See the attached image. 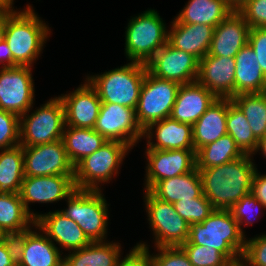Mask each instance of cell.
Returning a JSON list of instances; mask_svg holds the SVG:
<instances>
[{"mask_svg": "<svg viewBox=\"0 0 266 266\" xmlns=\"http://www.w3.org/2000/svg\"><path fill=\"white\" fill-rule=\"evenodd\" d=\"M250 154L206 169H198L203 194L214 209L229 210L243 196L252 191L257 170Z\"/></svg>", "mask_w": 266, "mask_h": 266, "instance_id": "obj_1", "label": "cell"}, {"mask_svg": "<svg viewBox=\"0 0 266 266\" xmlns=\"http://www.w3.org/2000/svg\"><path fill=\"white\" fill-rule=\"evenodd\" d=\"M245 235L230 210L215 209L202 223L190 225L188 240L182 245H201L220 251L233 265L241 264Z\"/></svg>", "mask_w": 266, "mask_h": 266, "instance_id": "obj_2", "label": "cell"}, {"mask_svg": "<svg viewBox=\"0 0 266 266\" xmlns=\"http://www.w3.org/2000/svg\"><path fill=\"white\" fill-rule=\"evenodd\" d=\"M49 30L31 6L28 5L23 11H15L7 19L4 37L12 52L13 61L18 66L31 67L43 50Z\"/></svg>", "mask_w": 266, "mask_h": 266, "instance_id": "obj_3", "label": "cell"}, {"mask_svg": "<svg viewBox=\"0 0 266 266\" xmlns=\"http://www.w3.org/2000/svg\"><path fill=\"white\" fill-rule=\"evenodd\" d=\"M147 68L130 62L101 75L87 76L102 103H114L136 109Z\"/></svg>", "mask_w": 266, "mask_h": 266, "instance_id": "obj_4", "label": "cell"}, {"mask_svg": "<svg viewBox=\"0 0 266 266\" xmlns=\"http://www.w3.org/2000/svg\"><path fill=\"white\" fill-rule=\"evenodd\" d=\"M168 31L154 9L130 19L126 27L125 54L131 62L146 64L166 43Z\"/></svg>", "mask_w": 266, "mask_h": 266, "instance_id": "obj_5", "label": "cell"}, {"mask_svg": "<svg viewBox=\"0 0 266 266\" xmlns=\"http://www.w3.org/2000/svg\"><path fill=\"white\" fill-rule=\"evenodd\" d=\"M129 149L131 148L123 142L106 141L102 147L74 166L75 187L101 190L98 185L108 182L118 173V168Z\"/></svg>", "mask_w": 266, "mask_h": 266, "instance_id": "obj_6", "label": "cell"}, {"mask_svg": "<svg viewBox=\"0 0 266 266\" xmlns=\"http://www.w3.org/2000/svg\"><path fill=\"white\" fill-rule=\"evenodd\" d=\"M66 201L68 208L61 213L76 222L92 242L106 239L108 207L101 190L76 188Z\"/></svg>", "mask_w": 266, "mask_h": 266, "instance_id": "obj_7", "label": "cell"}, {"mask_svg": "<svg viewBox=\"0 0 266 266\" xmlns=\"http://www.w3.org/2000/svg\"><path fill=\"white\" fill-rule=\"evenodd\" d=\"M65 125L63 103L54 97L31 115L20 116V145L35 146L60 140Z\"/></svg>", "mask_w": 266, "mask_h": 266, "instance_id": "obj_8", "label": "cell"}, {"mask_svg": "<svg viewBox=\"0 0 266 266\" xmlns=\"http://www.w3.org/2000/svg\"><path fill=\"white\" fill-rule=\"evenodd\" d=\"M181 85L158 78L146 71L135 109L136 120L144 131L150 124L170 117Z\"/></svg>", "mask_w": 266, "mask_h": 266, "instance_id": "obj_9", "label": "cell"}, {"mask_svg": "<svg viewBox=\"0 0 266 266\" xmlns=\"http://www.w3.org/2000/svg\"><path fill=\"white\" fill-rule=\"evenodd\" d=\"M148 221L154 232L155 246H181L188 240L190 225L179 215L172 203L156 198L145 190Z\"/></svg>", "mask_w": 266, "mask_h": 266, "instance_id": "obj_10", "label": "cell"}, {"mask_svg": "<svg viewBox=\"0 0 266 266\" xmlns=\"http://www.w3.org/2000/svg\"><path fill=\"white\" fill-rule=\"evenodd\" d=\"M30 66L0 68V109L19 117L31 110L34 84Z\"/></svg>", "mask_w": 266, "mask_h": 266, "instance_id": "obj_11", "label": "cell"}, {"mask_svg": "<svg viewBox=\"0 0 266 266\" xmlns=\"http://www.w3.org/2000/svg\"><path fill=\"white\" fill-rule=\"evenodd\" d=\"M107 141H118L132 148L143 136L135 109L114 103H102L93 128Z\"/></svg>", "mask_w": 266, "mask_h": 266, "instance_id": "obj_12", "label": "cell"}, {"mask_svg": "<svg viewBox=\"0 0 266 266\" xmlns=\"http://www.w3.org/2000/svg\"><path fill=\"white\" fill-rule=\"evenodd\" d=\"M22 147L24 177L74 176V165L68 158L62 139L51 143Z\"/></svg>", "mask_w": 266, "mask_h": 266, "instance_id": "obj_13", "label": "cell"}, {"mask_svg": "<svg viewBox=\"0 0 266 266\" xmlns=\"http://www.w3.org/2000/svg\"><path fill=\"white\" fill-rule=\"evenodd\" d=\"M145 65L150 74L183 85L197 80L199 60L167 42Z\"/></svg>", "mask_w": 266, "mask_h": 266, "instance_id": "obj_14", "label": "cell"}, {"mask_svg": "<svg viewBox=\"0 0 266 266\" xmlns=\"http://www.w3.org/2000/svg\"><path fill=\"white\" fill-rule=\"evenodd\" d=\"M145 153L148 160L145 190H149L158 181L191 172L196 168L195 149H146Z\"/></svg>", "mask_w": 266, "mask_h": 266, "instance_id": "obj_15", "label": "cell"}, {"mask_svg": "<svg viewBox=\"0 0 266 266\" xmlns=\"http://www.w3.org/2000/svg\"><path fill=\"white\" fill-rule=\"evenodd\" d=\"M75 189L74 176L24 177L19 194L26 211L36 219L37 214L31 213L28 206L31 202L53 203L54 201L67 199Z\"/></svg>", "mask_w": 266, "mask_h": 266, "instance_id": "obj_16", "label": "cell"}, {"mask_svg": "<svg viewBox=\"0 0 266 266\" xmlns=\"http://www.w3.org/2000/svg\"><path fill=\"white\" fill-rule=\"evenodd\" d=\"M235 58L207 54L199 60L197 82L218 99L235 96Z\"/></svg>", "mask_w": 266, "mask_h": 266, "instance_id": "obj_17", "label": "cell"}, {"mask_svg": "<svg viewBox=\"0 0 266 266\" xmlns=\"http://www.w3.org/2000/svg\"><path fill=\"white\" fill-rule=\"evenodd\" d=\"M17 266H63L60 249L46 235L31 228L14 237Z\"/></svg>", "mask_w": 266, "mask_h": 266, "instance_id": "obj_18", "label": "cell"}, {"mask_svg": "<svg viewBox=\"0 0 266 266\" xmlns=\"http://www.w3.org/2000/svg\"><path fill=\"white\" fill-rule=\"evenodd\" d=\"M59 98L64 106L66 126L94 128L102 102L88 80L74 92Z\"/></svg>", "mask_w": 266, "mask_h": 266, "instance_id": "obj_19", "label": "cell"}, {"mask_svg": "<svg viewBox=\"0 0 266 266\" xmlns=\"http://www.w3.org/2000/svg\"><path fill=\"white\" fill-rule=\"evenodd\" d=\"M34 226H36L35 229L42 230V234L52 242H57L56 244L69 251L81 249L92 242L76 222L59 210L38 214Z\"/></svg>", "mask_w": 266, "mask_h": 266, "instance_id": "obj_20", "label": "cell"}, {"mask_svg": "<svg viewBox=\"0 0 266 266\" xmlns=\"http://www.w3.org/2000/svg\"><path fill=\"white\" fill-rule=\"evenodd\" d=\"M250 27L237 12H232L213 31L209 55L234 58L248 44Z\"/></svg>", "mask_w": 266, "mask_h": 266, "instance_id": "obj_21", "label": "cell"}, {"mask_svg": "<svg viewBox=\"0 0 266 266\" xmlns=\"http://www.w3.org/2000/svg\"><path fill=\"white\" fill-rule=\"evenodd\" d=\"M217 97L197 81L179 87L170 117L193 125Z\"/></svg>", "mask_w": 266, "mask_h": 266, "instance_id": "obj_22", "label": "cell"}, {"mask_svg": "<svg viewBox=\"0 0 266 266\" xmlns=\"http://www.w3.org/2000/svg\"><path fill=\"white\" fill-rule=\"evenodd\" d=\"M153 129H156L155 138L157 142L155 143L151 142L153 140L152 136H154ZM143 136L148 139L147 149H194L192 125L181 123L171 117L150 124L143 131Z\"/></svg>", "mask_w": 266, "mask_h": 266, "instance_id": "obj_23", "label": "cell"}, {"mask_svg": "<svg viewBox=\"0 0 266 266\" xmlns=\"http://www.w3.org/2000/svg\"><path fill=\"white\" fill-rule=\"evenodd\" d=\"M213 31L211 25L178 23L173 20L168 32V43L201 60L209 53Z\"/></svg>", "mask_w": 266, "mask_h": 266, "instance_id": "obj_24", "label": "cell"}, {"mask_svg": "<svg viewBox=\"0 0 266 266\" xmlns=\"http://www.w3.org/2000/svg\"><path fill=\"white\" fill-rule=\"evenodd\" d=\"M231 99H218L192 125L195 152L227 134L226 118Z\"/></svg>", "mask_w": 266, "mask_h": 266, "instance_id": "obj_25", "label": "cell"}, {"mask_svg": "<svg viewBox=\"0 0 266 266\" xmlns=\"http://www.w3.org/2000/svg\"><path fill=\"white\" fill-rule=\"evenodd\" d=\"M235 58V96L238 94L266 92V76L258 63V57L246 44Z\"/></svg>", "mask_w": 266, "mask_h": 266, "instance_id": "obj_26", "label": "cell"}, {"mask_svg": "<svg viewBox=\"0 0 266 266\" xmlns=\"http://www.w3.org/2000/svg\"><path fill=\"white\" fill-rule=\"evenodd\" d=\"M149 191L158 199L168 203L198 198L203 194L201 176L197 168L193 171L156 182Z\"/></svg>", "mask_w": 266, "mask_h": 266, "instance_id": "obj_27", "label": "cell"}, {"mask_svg": "<svg viewBox=\"0 0 266 266\" xmlns=\"http://www.w3.org/2000/svg\"><path fill=\"white\" fill-rule=\"evenodd\" d=\"M232 12L234 9L226 0H189L175 20L178 23L205 24L215 28Z\"/></svg>", "mask_w": 266, "mask_h": 266, "instance_id": "obj_28", "label": "cell"}, {"mask_svg": "<svg viewBox=\"0 0 266 266\" xmlns=\"http://www.w3.org/2000/svg\"><path fill=\"white\" fill-rule=\"evenodd\" d=\"M35 225L26 211L19 193L0 192V229L6 236L15 237Z\"/></svg>", "mask_w": 266, "mask_h": 266, "instance_id": "obj_29", "label": "cell"}, {"mask_svg": "<svg viewBox=\"0 0 266 266\" xmlns=\"http://www.w3.org/2000/svg\"><path fill=\"white\" fill-rule=\"evenodd\" d=\"M120 247V243H105V240L91 242L65 255L63 266H116L121 256Z\"/></svg>", "mask_w": 266, "mask_h": 266, "instance_id": "obj_30", "label": "cell"}, {"mask_svg": "<svg viewBox=\"0 0 266 266\" xmlns=\"http://www.w3.org/2000/svg\"><path fill=\"white\" fill-rule=\"evenodd\" d=\"M62 141L69 160L75 166L84 157L102 147L107 140L92 128L65 125Z\"/></svg>", "mask_w": 266, "mask_h": 266, "instance_id": "obj_31", "label": "cell"}, {"mask_svg": "<svg viewBox=\"0 0 266 266\" xmlns=\"http://www.w3.org/2000/svg\"><path fill=\"white\" fill-rule=\"evenodd\" d=\"M1 151L0 192L19 193L24 179L23 147L18 145Z\"/></svg>", "mask_w": 266, "mask_h": 266, "instance_id": "obj_32", "label": "cell"}, {"mask_svg": "<svg viewBox=\"0 0 266 266\" xmlns=\"http://www.w3.org/2000/svg\"><path fill=\"white\" fill-rule=\"evenodd\" d=\"M244 153L235 140L226 134L218 140L201 147L196 152V168L206 169L228 163L242 157Z\"/></svg>", "mask_w": 266, "mask_h": 266, "instance_id": "obj_33", "label": "cell"}, {"mask_svg": "<svg viewBox=\"0 0 266 266\" xmlns=\"http://www.w3.org/2000/svg\"><path fill=\"white\" fill-rule=\"evenodd\" d=\"M232 102L245 115L257 140L266 135V92L238 94Z\"/></svg>", "mask_w": 266, "mask_h": 266, "instance_id": "obj_34", "label": "cell"}, {"mask_svg": "<svg viewBox=\"0 0 266 266\" xmlns=\"http://www.w3.org/2000/svg\"><path fill=\"white\" fill-rule=\"evenodd\" d=\"M227 134L234 140L244 154H255L258 140L252 133L250 124L241 110L232 102L226 118Z\"/></svg>", "mask_w": 266, "mask_h": 266, "instance_id": "obj_35", "label": "cell"}, {"mask_svg": "<svg viewBox=\"0 0 266 266\" xmlns=\"http://www.w3.org/2000/svg\"><path fill=\"white\" fill-rule=\"evenodd\" d=\"M173 206L189 225L202 223L215 210L204 194L191 200L176 201Z\"/></svg>", "mask_w": 266, "mask_h": 266, "instance_id": "obj_36", "label": "cell"}, {"mask_svg": "<svg viewBox=\"0 0 266 266\" xmlns=\"http://www.w3.org/2000/svg\"><path fill=\"white\" fill-rule=\"evenodd\" d=\"M193 266H233L218 250L201 245H181Z\"/></svg>", "mask_w": 266, "mask_h": 266, "instance_id": "obj_37", "label": "cell"}, {"mask_svg": "<svg viewBox=\"0 0 266 266\" xmlns=\"http://www.w3.org/2000/svg\"><path fill=\"white\" fill-rule=\"evenodd\" d=\"M20 145V117L0 109V149Z\"/></svg>", "mask_w": 266, "mask_h": 266, "instance_id": "obj_38", "label": "cell"}, {"mask_svg": "<svg viewBox=\"0 0 266 266\" xmlns=\"http://www.w3.org/2000/svg\"><path fill=\"white\" fill-rule=\"evenodd\" d=\"M158 254L149 256L151 266H193L181 246L156 247Z\"/></svg>", "mask_w": 266, "mask_h": 266, "instance_id": "obj_39", "label": "cell"}, {"mask_svg": "<svg viewBox=\"0 0 266 266\" xmlns=\"http://www.w3.org/2000/svg\"><path fill=\"white\" fill-rule=\"evenodd\" d=\"M241 264L243 266H266V234L250 240L246 239Z\"/></svg>", "mask_w": 266, "mask_h": 266, "instance_id": "obj_40", "label": "cell"}, {"mask_svg": "<svg viewBox=\"0 0 266 266\" xmlns=\"http://www.w3.org/2000/svg\"><path fill=\"white\" fill-rule=\"evenodd\" d=\"M236 11L250 28L266 27V0H246Z\"/></svg>", "mask_w": 266, "mask_h": 266, "instance_id": "obj_41", "label": "cell"}, {"mask_svg": "<svg viewBox=\"0 0 266 266\" xmlns=\"http://www.w3.org/2000/svg\"><path fill=\"white\" fill-rule=\"evenodd\" d=\"M265 208L263 204L257 200V198L250 192L247 195L243 196L238 202H236L229 210L233 216V218L238 222L239 229L242 233L243 222H245V226L248 224L252 225V219L257 218V216H250L254 209ZM250 216V217H249ZM252 218V219H251ZM254 219V220H255Z\"/></svg>", "mask_w": 266, "mask_h": 266, "instance_id": "obj_42", "label": "cell"}, {"mask_svg": "<svg viewBox=\"0 0 266 266\" xmlns=\"http://www.w3.org/2000/svg\"><path fill=\"white\" fill-rule=\"evenodd\" d=\"M248 44L256 53L261 70L266 76V27L251 28Z\"/></svg>", "mask_w": 266, "mask_h": 266, "instance_id": "obj_43", "label": "cell"}, {"mask_svg": "<svg viewBox=\"0 0 266 266\" xmlns=\"http://www.w3.org/2000/svg\"><path fill=\"white\" fill-rule=\"evenodd\" d=\"M145 243H140L122 261H117L116 266H151L150 253Z\"/></svg>", "mask_w": 266, "mask_h": 266, "instance_id": "obj_44", "label": "cell"}, {"mask_svg": "<svg viewBox=\"0 0 266 266\" xmlns=\"http://www.w3.org/2000/svg\"><path fill=\"white\" fill-rule=\"evenodd\" d=\"M0 266H17V253L14 237L7 236L0 242Z\"/></svg>", "mask_w": 266, "mask_h": 266, "instance_id": "obj_45", "label": "cell"}, {"mask_svg": "<svg viewBox=\"0 0 266 266\" xmlns=\"http://www.w3.org/2000/svg\"><path fill=\"white\" fill-rule=\"evenodd\" d=\"M251 193L266 208V175L259 174L258 170L254 173Z\"/></svg>", "mask_w": 266, "mask_h": 266, "instance_id": "obj_46", "label": "cell"}, {"mask_svg": "<svg viewBox=\"0 0 266 266\" xmlns=\"http://www.w3.org/2000/svg\"><path fill=\"white\" fill-rule=\"evenodd\" d=\"M0 63H3V68L18 66L12 59V52L5 39L0 42Z\"/></svg>", "mask_w": 266, "mask_h": 266, "instance_id": "obj_47", "label": "cell"}, {"mask_svg": "<svg viewBox=\"0 0 266 266\" xmlns=\"http://www.w3.org/2000/svg\"><path fill=\"white\" fill-rule=\"evenodd\" d=\"M16 10L0 9V42L4 40L7 19L15 12Z\"/></svg>", "mask_w": 266, "mask_h": 266, "instance_id": "obj_48", "label": "cell"}, {"mask_svg": "<svg viewBox=\"0 0 266 266\" xmlns=\"http://www.w3.org/2000/svg\"><path fill=\"white\" fill-rule=\"evenodd\" d=\"M258 150H260L261 153H263V155L266 158V135L263 138L258 140V144H257V148L255 152H257Z\"/></svg>", "mask_w": 266, "mask_h": 266, "instance_id": "obj_49", "label": "cell"}, {"mask_svg": "<svg viewBox=\"0 0 266 266\" xmlns=\"http://www.w3.org/2000/svg\"><path fill=\"white\" fill-rule=\"evenodd\" d=\"M246 0H226V2L236 11Z\"/></svg>", "mask_w": 266, "mask_h": 266, "instance_id": "obj_50", "label": "cell"}, {"mask_svg": "<svg viewBox=\"0 0 266 266\" xmlns=\"http://www.w3.org/2000/svg\"><path fill=\"white\" fill-rule=\"evenodd\" d=\"M14 0H0V9H8V10H13L12 5H13Z\"/></svg>", "mask_w": 266, "mask_h": 266, "instance_id": "obj_51", "label": "cell"}, {"mask_svg": "<svg viewBox=\"0 0 266 266\" xmlns=\"http://www.w3.org/2000/svg\"><path fill=\"white\" fill-rule=\"evenodd\" d=\"M7 236L4 234V232L0 229V242H2Z\"/></svg>", "mask_w": 266, "mask_h": 266, "instance_id": "obj_52", "label": "cell"}]
</instances>
